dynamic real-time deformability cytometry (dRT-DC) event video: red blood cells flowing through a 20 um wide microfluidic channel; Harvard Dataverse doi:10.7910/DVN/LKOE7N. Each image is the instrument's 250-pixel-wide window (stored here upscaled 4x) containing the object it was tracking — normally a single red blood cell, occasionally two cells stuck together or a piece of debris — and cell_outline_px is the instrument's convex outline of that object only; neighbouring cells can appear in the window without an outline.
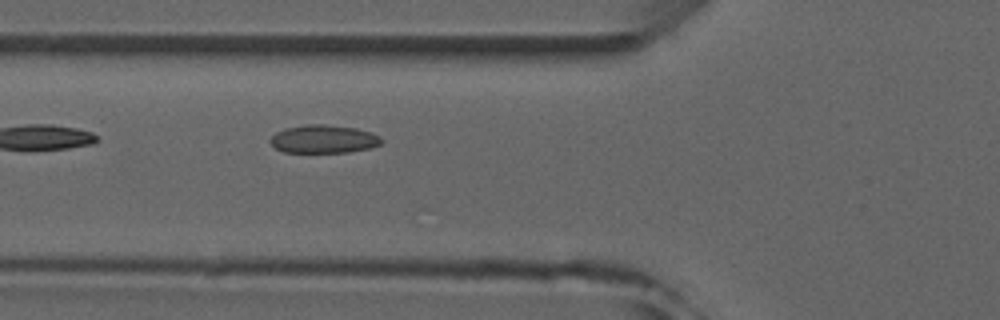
{"species": "common noctule bat (a hibernating species)", "species_latin": "Nyctalus noctula", "temperature_condition": "room temperature", "stored_images_in_passage": 5, "camera_frame_rate_fps": 3000, "um_per_image_px": 0.085, "animal": {"sex": "male", "forearm_length_mm": 52.5}, "frame": {"image": 1, "passage_image": 5, "time_ms": 5.333, "image_size_px": [1000, 320], "cell_outline_px": [[384, 140], [380, 144], [368, 148], [348, 152], [284, 152], [276, 148], [268, 140], [276, 132], [284, 128], [308, 124], [324, 124], [356, 128], [372, 132], [380, 136]], "centroid_in_image_um": [27.51, 11.81], "position_along_channel_um": 98.3, "area_um2": 18.26}}